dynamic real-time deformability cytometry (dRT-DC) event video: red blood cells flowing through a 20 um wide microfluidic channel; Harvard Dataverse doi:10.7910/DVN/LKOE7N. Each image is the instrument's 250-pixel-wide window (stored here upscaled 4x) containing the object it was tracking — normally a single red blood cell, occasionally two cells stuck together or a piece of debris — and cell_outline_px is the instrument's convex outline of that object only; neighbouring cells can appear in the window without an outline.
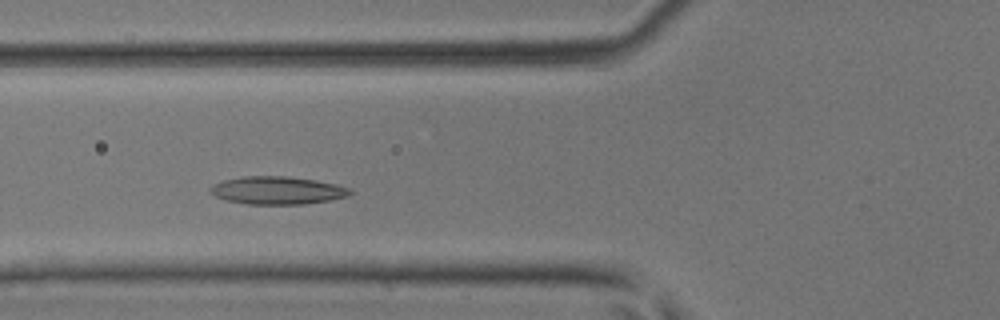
{"species": "common noctule bat (a hibernating species)", "species_latin": "Nyctalus noctula", "temperature_condition": "room temperature", "stored_images_in_passage": 42, "camera_frame_rate_fps": 3000, "um_per_image_px": 0.085, "animal": {"sex": "male", "body_mass_g": 17.9, "forearm_length_mm": 54.2}, "frame": {"image": 1, "passage_image": 12, "time_ms": 3.667, "image_size_px": [1000, 320], "cell_outline_px": [[352, 192], [348, 196], [328, 200], [304, 204], [248, 204], [228, 200], [216, 196], [208, 192], [208, 188], [212, 184], [224, 180], [244, 176], [288, 176], [316, 180], [336, 184], [352, 188]], "centroid_in_image_um": [23.57, 16.17], "position_along_channel_um": 102.2, "area_um2": 22.72}}
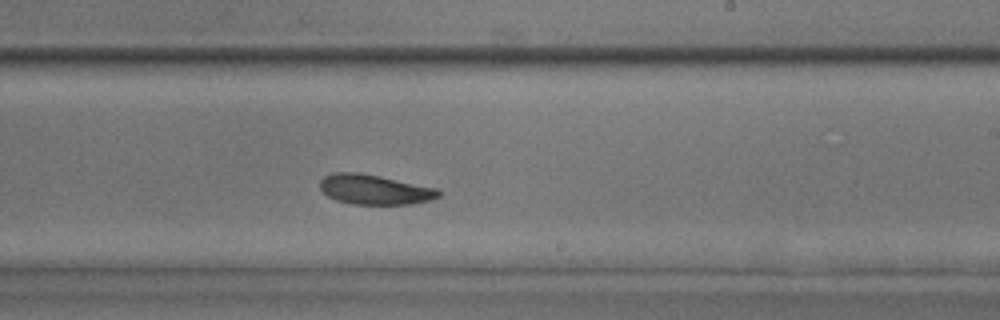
{"frame": {"image": 2, "passage_image": 23, "time_ms": 7.333, "image_size_px": [1000, 320], "cell_outline_px": [[440, 196], [432, 200], [412, 204], [352, 204], [336, 200], [328, 196], [320, 188], [320, 180], [324, 176], [332, 172], [356, 172], [380, 176], [436, 188], [440, 192]], "centroid_in_image_um": [31.83, 16.11], "position_along_channel_um": 257.2, "area_um2": 20.63}}
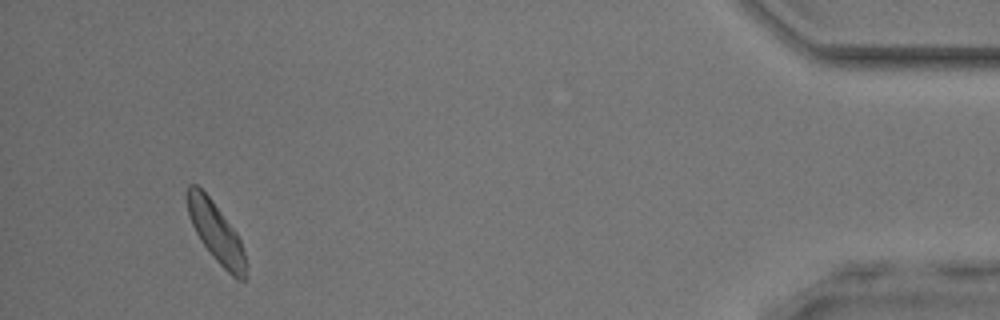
{"frame": {"image": 3, "passage_image": 39, "time_ms": 12.667, "image_size_px": [1000, 320], "cell_outline_px": [[248, 264], [244, 280], [236, 280], [212, 256], [200, 240], [188, 216], [184, 196], [188, 184], [196, 184], [212, 200], [236, 232], [240, 240]], "centroid_in_image_um": [18.33, 19.73], "position_along_channel_um": 416.9, "area_um2": 20.58}}